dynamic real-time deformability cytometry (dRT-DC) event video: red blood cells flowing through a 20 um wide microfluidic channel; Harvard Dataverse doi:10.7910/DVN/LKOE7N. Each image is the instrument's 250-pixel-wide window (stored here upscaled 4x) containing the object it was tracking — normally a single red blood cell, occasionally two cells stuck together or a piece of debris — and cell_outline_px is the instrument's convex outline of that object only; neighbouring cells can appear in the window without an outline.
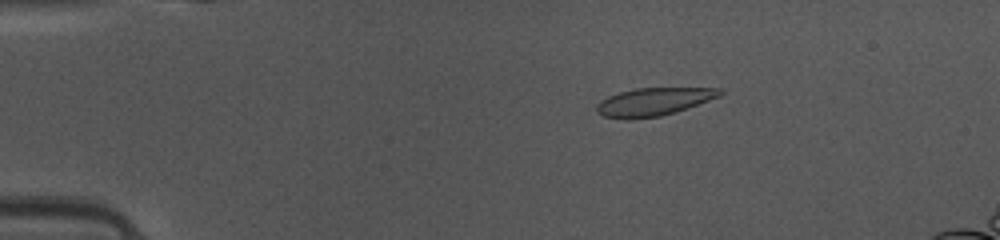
{"species": "common noctule bat (a hibernating species)", "species_latin": "Nyctalus noctula", "temperature_condition": "warm", "stored_images_in_passage": 46, "segment_of_instrument_passage": [1, 2], "camera_frame_rate_fps": 3000, "um_per_image_px": 0.085, "animal": {"sex": "female", "body_mass_g": 10.0, "forearm_length_mm": 53.1}, "frame": {"image": 1, "passage_image": 6, "time_ms": 1.667, "image_size_px": [1000, 240], "cell_outline_px": [[724, 92], [720, 96], [676, 112], [660, 116], [628, 120], [604, 116], [596, 112], [596, 104], [600, 100], [608, 96], [620, 92], [636, 88], [724, 88]], "centroid_in_image_um": [55.54, 8.65], "position_along_channel_um": 29.5, "area_um2": 20.17}}
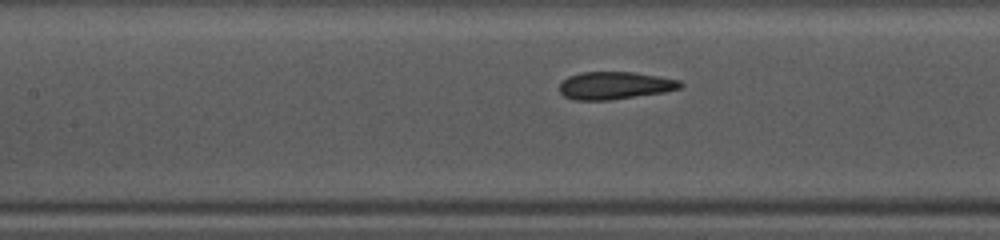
{"frame": {"image": 2, "passage_image": 19, "time_ms": 6.0, "image_size_px": [1000, 240], "cell_outline_px": [[684, 84], [680, 88], [664, 92], [608, 100], [576, 100], [564, 96], [560, 92], [560, 84], [568, 76], [580, 72], [636, 72], [660, 76], [680, 80]], "centroid_in_image_um": [52.28, 7.26], "position_along_channel_um": 155.1, "area_um2": 19.42}}
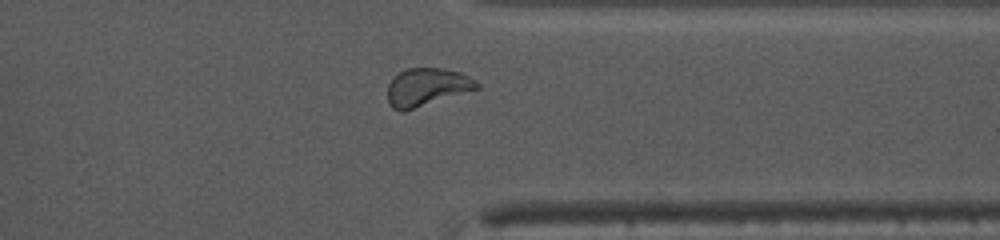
{"frame": {"image": 3, "passage_image": 35, "time_ms": 11.333, "image_size_px": [1000, 240], "cell_outline_px": [[480, 88], [404, 112], [400, 112], [392, 108], [388, 104], [388, 84], [400, 72], [408, 68], [444, 68], [460, 72], [476, 80], [480, 84]], "centroid_in_image_um": [36.29, 7.42], "position_along_channel_um": 375.1, "area_um2": 19.83}}